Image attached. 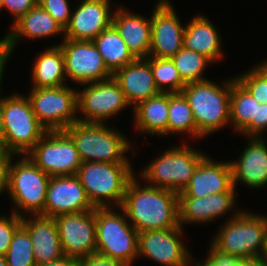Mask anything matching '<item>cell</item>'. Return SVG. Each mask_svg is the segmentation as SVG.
<instances>
[{"label": "cell", "mask_w": 267, "mask_h": 266, "mask_svg": "<svg viewBox=\"0 0 267 266\" xmlns=\"http://www.w3.org/2000/svg\"><path fill=\"white\" fill-rule=\"evenodd\" d=\"M109 0H82L65 28V38L93 41L103 30L112 25Z\"/></svg>", "instance_id": "ac0fdd59"}, {"label": "cell", "mask_w": 267, "mask_h": 266, "mask_svg": "<svg viewBox=\"0 0 267 266\" xmlns=\"http://www.w3.org/2000/svg\"><path fill=\"white\" fill-rule=\"evenodd\" d=\"M78 266H127L119 260L104 257L98 254H92L78 260Z\"/></svg>", "instance_id": "ab89813d"}, {"label": "cell", "mask_w": 267, "mask_h": 266, "mask_svg": "<svg viewBox=\"0 0 267 266\" xmlns=\"http://www.w3.org/2000/svg\"><path fill=\"white\" fill-rule=\"evenodd\" d=\"M37 3L38 0H3L1 8H7L15 16V23Z\"/></svg>", "instance_id": "f35d334b"}, {"label": "cell", "mask_w": 267, "mask_h": 266, "mask_svg": "<svg viewBox=\"0 0 267 266\" xmlns=\"http://www.w3.org/2000/svg\"><path fill=\"white\" fill-rule=\"evenodd\" d=\"M7 151L4 148L3 141H0V158L3 157Z\"/></svg>", "instance_id": "7dc6e473"}, {"label": "cell", "mask_w": 267, "mask_h": 266, "mask_svg": "<svg viewBox=\"0 0 267 266\" xmlns=\"http://www.w3.org/2000/svg\"><path fill=\"white\" fill-rule=\"evenodd\" d=\"M62 32L64 34L65 29L37 3L24 16L13 23L12 31L5 36V39L12 50L18 39L23 36L35 39L61 34Z\"/></svg>", "instance_id": "d4e9b609"}, {"label": "cell", "mask_w": 267, "mask_h": 266, "mask_svg": "<svg viewBox=\"0 0 267 266\" xmlns=\"http://www.w3.org/2000/svg\"><path fill=\"white\" fill-rule=\"evenodd\" d=\"M112 25L136 58L149 56L151 45V19L147 20L119 8L114 12Z\"/></svg>", "instance_id": "cb8c5ba5"}, {"label": "cell", "mask_w": 267, "mask_h": 266, "mask_svg": "<svg viewBox=\"0 0 267 266\" xmlns=\"http://www.w3.org/2000/svg\"><path fill=\"white\" fill-rule=\"evenodd\" d=\"M38 3L64 29L68 26L71 13L67 0H38Z\"/></svg>", "instance_id": "8d00e7d4"}, {"label": "cell", "mask_w": 267, "mask_h": 266, "mask_svg": "<svg viewBox=\"0 0 267 266\" xmlns=\"http://www.w3.org/2000/svg\"><path fill=\"white\" fill-rule=\"evenodd\" d=\"M250 139L251 142L243 151L240 159L229 162L234 187L237 181L251 188H259L267 184V145L261 136Z\"/></svg>", "instance_id": "603a6c76"}, {"label": "cell", "mask_w": 267, "mask_h": 266, "mask_svg": "<svg viewBox=\"0 0 267 266\" xmlns=\"http://www.w3.org/2000/svg\"><path fill=\"white\" fill-rule=\"evenodd\" d=\"M181 229L182 225L138 233V255L148 256L166 266H188L192 256L180 242Z\"/></svg>", "instance_id": "9a60e30c"}, {"label": "cell", "mask_w": 267, "mask_h": 266, "mask_svg": "<svg viewBox=\"0 0 267 266\" xmlns=\"http://www.w3.org/2000/svg\"><path fill=\"white\" fill-rule=\"evenodd\" d=\"M267 128V104H257L256 120L251 123L242 131V133L251 137H259L260 133Z\"/></svg>", "instance_id": "74e56055"}, {"label": "cell", "mask_w": 267, "mask_h": 266, "mask_svg": "<svg viewBox=\"0 0 267 266\" xmlns=\"http://www.w3.org/2000/svg\"><path fill=\"white\" fill-rule=\"evenodd\" d=\"M150 65L155 84L158 90L169 93H180L186 83L181 79L177 68L170 58H145ZM164 85L170 86V90L163 89Z\"/></svg>", "instance_id": "d6a6232c"}, {"label": "cell", "mask_w": 267, "mask_h": 266, "mask_svg": "<svg viewBox=\"0 0 267 266\" xmlns=\"http://www.w3.org/2000/svg\"><path fill=\"white\" fill-rule=\"evenodd\" d=\"M38 121L47 131L64 130L78 121L75 117L77 90L60 86L54 88H33L27 97Z\"/></svg>", "instance_id": "30bf717a"}, {"label": "cell", "mask_w": 267, "mask_h": 266, "mask_svg": "<svg viewBox=\"0 0 267 266\" xmlns=\"http://www.w3.org/2000/svg\"><path fill=\"white\" fill-rule=\"evenodd\" d=\"M113 78L120 85L128 103H133L134 107L161 93L155 84L151 65L145 58H137L125 67L117 69Z\"/></svg>", "instance_id": "ffe728a7"}, {"label": "cell", "mask_w": 267, "mask_h": 266, "mask_svg": "<svg viewBox=\"0 0 267 266\" xmlns=\"http://www.w3.org/2000/svg\"><path fill=\"white\" fill-rule=\"evenodd\" d=\"M94 210L85 189L76 175L54 176L49 180L44 216L55 218L61 214Z\"/></svg>", "instance_id": "e0dca14e"}, {"label": "cell", "mask_w": 267, "mask_h": 266, "mask_svg": "<svg viewBox=\"0 0 267 266\" xmlns=\"http://www.w3.org/2000/svg\"><path fill=\"white\" fill-rule=\"evenodd\" d=\"M22 227L31 237L36 264L54 262L65 257L54 218L36 215L31 221L22 216Z\"/></svg>", "instance_id": "44dd1931"}, {"label": "cell", "mask_w": 267, "mask_h": 266, "mask_svg": "<svg viewBox=\"0 0 267 266\" xmlns=\"http://www.w3.org/2000/svg\"><path fill=\"white\" fill-rule=\"evenodd\" d=\"M134 109L135 123L139 130L153 135L167 134L169 92L142 101Z\"/></svg>", "instance_id": "4316f807"}, {"label": "cell", "mask_w": 267, "mask_h": 266, "mask_svg": "<svg viewBox=\"0 0 267 266\" xmlns=\"http://www.w3.org/2000/svg\"><path fill=\"white\" fill-rule=\"evenodd\" d=\"M234 192L233 186L228 192L212 193L202 198L178 197L180 226L184 221L187 223L211 222L212 219L226 214L234 206Z\"/></svg>", "instance_id": "7402d4cb"}, {"label": "cell", "mask_w": 267, "mask_h": 266, "mask_svg": "<svg viewBox=\"0 0 267 266\" xmlns=\"http://www.w3.org/2000/svg\"><path fill=\"white\" fill-rule=\"evenodd\" d=\"M139 187L133 177L126 187L121 206L139 233L180 226L178 193L153 186Z\"/></svg>", "instance_id": "6da1fadb"}, {"label": "cell", "mask_w": 267, "mask_h": 266, "mask_svg": "<svg viewBox=\"0 0 267 266\" xmlns=\"http://www.w3.org/2000/svg\"><path fill=\"white\" fill-rule=\"evenodd\" d=\"M74 142L82 162L129 163L124 153L130 143L105 123L77 121L63 130Z\"/></svg>", "instance_id": "277c9868"}, {"label": "cell", "mask_w": 267, "mask_h": 266, "mask_svg": "<svg viewBox=\"0 0 267 266\" xmlns=\"http://www.w3.org/2000/svg\"><path fill=\"white\" fill-rule=\"evenodd\" d=\"M82 92H77V106L84 114L78 121L85 123H103L105 119L114 116L127 105L118 82L113 78L89 83Z\"/></svg>", "instance_id": "4fadbf2b"}, {"label": "cell", "mask_w": 267, "mask_h": 266, "mask_svg": "<svg viewBox=\"0 0 267 266\" xmlns=\"http://www.w3.org/2000/svg\"><path fill=\"white\" fill-rule=\"evenodd\" d=\"M234 266H267L264 259L254 260V261H234Z\"/></svg>", "instance_id": "f6af8a7d"}, {"label": "cell", "mask_w": 267, "mask_h": 266, "mask_svg": "<svg viewBox=\"0 0 267 266\" xmlns=\"http://www.w3.org/2000/svg\"><path fill=\"white\" fill-rule=\"evenodd\" d=\"M8 218H0V255L6 256L16 231L22 226V214L16 210Z\"/></svg>", "instance_id": "d590c367"}, {"label": "cell", "mask_w": 267, "mask_h": 266, "mask_svg": "<svg viewBox=\"0 0 267 266\" xmlns=\"http://www.w3.org/2000/svg\"><path fill=\"white\" fill-rule=\"evenodd\" d=\"M109 210L95 208L96 254L124 262H131L138 255V231L124 218Z\"/></svg>", "instance_id": "52a82bcc"}, {"label": "cell", "mask_w": 267, "mask_h": 266, "mask_svg": "<svg viewBox=\"0 0 267 266\" xmlns=\"http://www.w3.org/2000/svg\"><path fill=\"white\" fill-rule=\"evenodd\" d=\"M184 31L185 27L181 25L173 7L167 0H161L155 7L151 18L149 57H173L183 48Z\"/></svg>", "instance_id": "2e32d148"}, {"label": "cell", "mask_w": 267, "mask_h": 266, "mask_svg": "<svg viewBox=\"0 0 267 266\" xmlns=\"http://www.w3.org/2000/svg\"><path fill=\"white\" fill-rule=\"evenodd\" d=\"M185 83L205 81L202 72L211 61L196 51L182 48L170 58Z\"/></svg>", "instance_id": "1f68e13d"}, {"label": "cell", "mask_w": 267, "mask_h": 266, "mask_svg": "<svg viewBox=\"0 0 267 266\" xmlns=\"http://www.w3.org/2000/svg\"><path fill=\"white\" fill-rule=\"evenodd\" d=\"M93 43L101 54L105 65L112 73L137 59L113 25L103 30L93 40Z\"/></svg>", "instance_id": "f1b7e54d"}, {"label": "cell", "mask_w": 267, "mask_h": 266, "mask_svg": "<svg viewBox=\"0 0 267 266\" xmlns=\"http://www.w3.org/2000/svg\"><path fill=\"white\" fill-rule=\"evenodd\" d=\"M64 255L76 260L96 253V220L94 210L56 216Z\"/></svg>", "instance_id": "5bb4252c"}, {"label": "cell", "mask_w": 267, "mask_h": 266, "mask_svg": "<svg viewBox=\"0 0 267 266\" xmlns=\"http://www.w3.org/2000/svg\"><path fill=\"white\" fill-rule=\"evenodd\" d=\"M33 88L65 86V66L62 49L55 45L40 54L32 70Z\"/></svg>", "instance_id": "83f0119b"}, {"label": "cell", "mask_w": 267, "mask_h": 266, "mask_svg": "<svg viewBox=\"0 0 267 266\" xmlns=\"http://www.w3.org/2000/svg\"><path fill=\"white\" fill-rule=\"evenodd\" d=\"M3 145L12 154H27L47 132L38 121L28 98L12 95L3 98Z\"/></svg>", "instance_id": "8992f818"}, {"label": "cell", "mask_w": 267, "mask_h": 266, "mask_svg": "<svg viewBox=\"0 0 267 266\" xmlns=\"http://www.w3.org/2000/svg\"><path fill=\"white\" fill-rule=\"evenodd\" d=\"M188 132L196 136V123L188 101L180 93H169L167 133Z\"/></svg>", "instance_id": "4dcf8cb0"}, {"label": "cell", "mask_w": 267, "mask_h": 266, "mask_svg": "<svg viewBox=\"0 0 267 266\" xmlns=\"http://www.w3.org/2000/svg\"><path fill=\"white\" fill-rule=\"evenodd\" d=\"M232 187L230 163H215L206 156L199 163L189 183L178 194V197L202 198L212 193L228 192Z\"/></svg>", "instance_id": "d6986e66"}, {"label": "cell", "mask_w": 267, "mask_h": 266, "mask_svg": "<svg viewBox=\"0 0 267 266\" xmlns=\"http://www.w3.org/2000/svg\"><path fill=\"white\" fill-rule=\"evenodd\" d=\"M220 36L205 16H196L185 26L183 47L196 51L211 62L223 57Z\"/></svg>", "instance_id": "484cf974"}, {"label": "cell", "mask_w": 267, "mask_h": 266, "mask_svg": "<svg viewBox=\"0 0 267 266\" xmlns=\"http://www.w3.org/2000/svg\"><path fill=\"white\" fill-rule=\"evenodd\" d=\"M2 3H3V0H0V10H1Z\"/></svg>", "instance_id": "f907efd6"}, {"label": "cell", "mask_w": 267, "mask_h": 266, "mask_svg": "<svg viewBox=\"0 0 267 266\" xmlns=\"http://www.w3.org/2000/svg\"><path fill=\"white\" fill-rule=\"evenodd\" d=\"M24 157L11 164L9 194L17 209L27 210L35 214L34 217L44 216L47 188L51 177L38 168L28 155Z\"/></svg>", "instance_id": "8fae6325"}, {"label": "cell", "mask_w": 267, "mask_h": 266, "mask_svg": "<svg viewBox=\"0 0 267 266\" xmlns=\"http://www.w3.org/2000/svg\"><path fill=\"white\" fill-rule=\"evenodd\" d=\"M257 102L252 94L235 78L231 81L230 122L242 132L256 120Z\"/></svg>", "instance_id": "f546056e"}, {"label": "cell", "mask_w": 267, "mask_h": 266, "mask_svg": "<svg viewBox=\"0 0 267 266\" xmlns=\"http://www.w3.org/2000/svg\"><path fill=\"white\" fill-rule=\"evenodd\" d=\"M206 156L194 149H168L142 172V177L153 187L180 193L189 183L199 163ZM152 183V184H151Z\"/></svg>", "instance_id": "ba28073f"}, {"label": "cell", "mask_w": 267, "mask_h": 266, "mask_svg": "<svg viewBox=\"0 0 267 266\" xmlns=\"http://www.w3.org/2000/svg\"><path fill=\"white\" fill-rule=\"evenodd\" d=\"M4 121H3V98L0 99V141H3Z\"/></svg>", "instance_id": "bcb514c9"}, {"label": "cell", "mask_w": 267, "mask_h": 266, "mask_svg": "<svg viewBox=\"0 0 267 266\" xmlns=\"http://www.w3.org/2000/svg\"><path fill=\"white\" fill-rule=\"evenodd\" d=\"M264 260H265L266 263H267V252H266V255H265V257H264Z\"/></svg>", "instance_id": "681fc988"}, {"label": "cell", "mask_w": 267, "mask_h": 266, "mask_svg": "<svg viewBox=\"0 0 267 266\" xmlns=\"http://www.w3.org/2000/svg\"><path fill=\"white\" fill-rule=\"evenodd\" d=\"M26 155L50 177L76 175L82 164L74 142L63 130L47 131Z\"/></svg>", "instance_id": "9c48e42d"}, {"label": "cell", "mask_w": 267, "mask_h": 266, "mask_svg": "<svg viewBox=\"0 0 267 266\" xmlns=\"http://www.w3.org/2000/svg\"><path fill=\"white\" fill-rule=\"evenodd\" d=\"M195 266H234V261L231 260H222L216 257H213L210 253L208 259L201 265L199 262H196Z\"/></svg>", "instance_id": "7bdbcfd3"}, {"label": "cell", "mask_w": 267, "mask_h": 266, "mask_svg": "<svg viewBox=\"0 0 267 266\" xmlns=\"http://www.w3.org/2000/svg\"><path fill=\"white\" fill-rule=\"evenodd\" d=\"M219 87L209 80L186 83L181 93L196 123V137L213 133L230 122L231 80Z\"/></svg>", "instance_id": "3957f363"}, {"label": "cell", "mask_w": 267, "mask_h": 266, "mask_svg": "<svg viewBox=\"0 0 267 266\" xmlns=\"http://www.w3.org/2000/svg\"><path fill=\"white\" fill-rule=\"evenodd\" d=\"M76 176L94 208L108 207L106 200L122 206L126 187L135 176L129 163L82 162Z\"/></svg>", "instance_id": "5b68a950"}, {"label": "cell", "mask_w": 267, "mask_h": 266, "mask_svg": "<svg viewBox=\"0 0 267 266\" xmlns=\"http://www.w3.org/2000/svg\"><path fill=\"white\" fill-rule=\"evenodd\" d=\"M36 266H78V260L68 257H63L60 260L48 263H39Z\"/></svg>", "instance_id": "ee69618b"}, {"label": "cell", "mask_w": 267, "mask_h": 266, "mask_svg": "<svg viewBox=\"0 0 267 266\" xmlns=\"http://www.w3.org/2000/svg\"><path fill=\"white\" fill-rule=\"evenodd\" d=\"M12 51L13 50H11L5 38L0 40V84L2 82V75H3L5 63L8 57H10V54L12 53Z\"/></svg>", "instance_id": "b9f144b4"}, {"label": "cell", "mask_w": 267, "mask_h": 266, "mask_svg": "<svg viewBox=\"0 0 267 266\" xmlns=\"http://www.w3.org/2000/svg\"><path fill=\"white\" fill-rule=\"evenodd\" d=\"M12 153L7 152L3 157L0 158V193L4 190H9V177L10 167L12 160Z\"/></svg>", "instance_id": "60d3db41"}, {"label": "cell", "mask_w": 267, "mask_h": 266, "mask_svg": "<svg viewBox=\"0 0 267 266\" xmlns=\"http://www.w3.org/2000/svg\"><path fill=\"white\" fill-rule=\"evenodd\" d=\"M236 79L257 102L267 104V61Z\"/></svg>", "instance_id": "e575fe53"}, {"label": "cell", "mask_w": 267, "mask_h": 266, "mask_svg": "<svg viewBox=\"0 0 267 266\" xmlns=\"http://www.w3.org/2000/svg\"><path fill=\"white\" fill-rule=\"evenodd\" d=\"M59 46L70 79L84 85L113 77L93 41L65 39Z\"/></svg>", "instance_id": "7c38bea8"}, {"label": "cell", "mask_w": 267, "mask_h": 266, "mask_svg": "<svg viewBox=\"0 0 267 266\" xmlns=\"http://www.w3.org/2000/svg\"><path fill=\"white\" fill-rule=\"evenodd\" d=\"M211 248L210 254L222 260L243 262L264 259L267 252V217L244 211L235 213L222 225Z\"/></svg>", "instance_id": "7a4b0ae2"}, {"label": "cell", "mask_w": 267, "mask_h": 266, "mask_svg": "<svg viewBox=\"0 0 267 266\" xmlns=\"http://www.w3.org/2000/svg\"><path fill=\"white\" fill-rule=\"evenodd\" d=\"M5 257L8 266H36L31 237L22 226L14 234Z\"/></svg>", "instance_id": "836d02e7"}, {"label": "cell", "mask_w": 267, "mask_h": 266, "mask_svg": "<svg viewBox=\"0 0 267 266\" xmlns=\"http://www.w3.org/2000/svg\"><path fill=\"white\" fill-rule=\"evenodd\" d=\"M0 266H8L5 256L0 255Z\"/></svg>", "instance_id": "c3c4849f"}]
</instances>
